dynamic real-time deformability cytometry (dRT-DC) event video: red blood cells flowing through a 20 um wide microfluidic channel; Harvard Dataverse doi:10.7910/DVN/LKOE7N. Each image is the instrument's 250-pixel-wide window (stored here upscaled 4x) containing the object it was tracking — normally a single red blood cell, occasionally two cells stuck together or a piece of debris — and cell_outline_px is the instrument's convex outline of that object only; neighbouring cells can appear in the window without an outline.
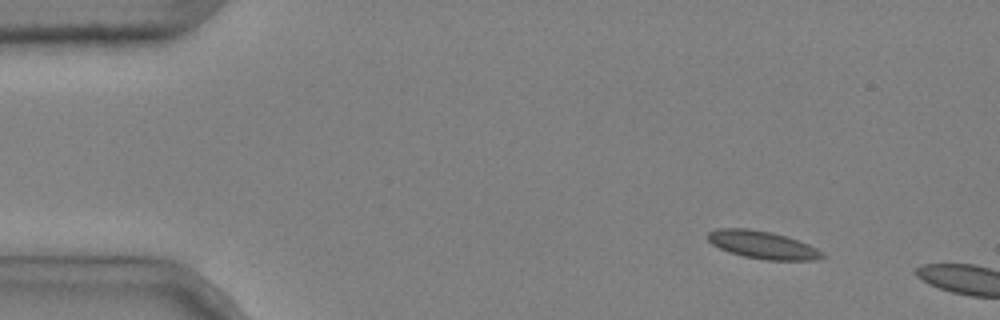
{"species": "common noctule bat (a hibernating species)", "species_latin": "Nyctalus noctula", "temperature_condition": "cold", "stored_images_in_passage": 2, "camera_frame_rate_fps": 3000, "um_per_image_px": 0.085, "animal": {"sex": "male", "body_mass_g": 20.4}, "frame": {"image": 1, "passage_image": 1, "time_ms": 0.0, "image_size_px": [1000, 320], "cell_outline_px": [[828, 256], [816, 260], [764, 260], [744, 256], [728, 252], [712, 244], [708, 240], [708, 232], [716, 228], [748, 228], [772, 232], [808, 244], [824, 252]], "centroid_in_image_um": [64.83, 20.82], "position_along_channel_um": 20.2, "area_um2": 18.55}}